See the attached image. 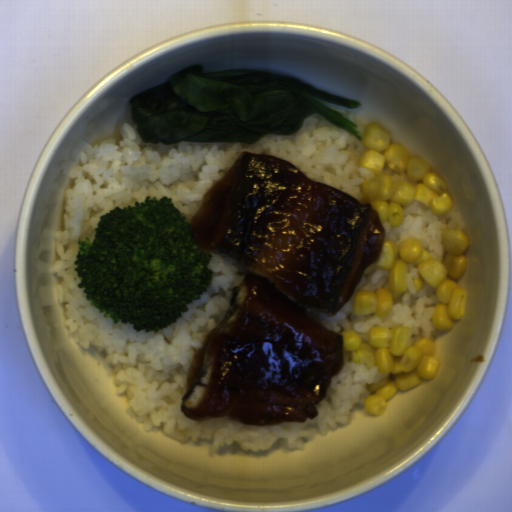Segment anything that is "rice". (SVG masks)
<instances>
[{
  "mask_svg": "<svg viewBox=\"0 0 512 512\" xmlns=\"http://www.w3.org/2000/svg\"><path fill=\"white\" fill-rule=\"evenodd\" d=\"M382 226L384 240H390L396 248L409 237H417L427 253L439 262L443 261L445 255L442 242L444 233L460 228L456 218L448 212L436 216L419 201H412L404 207V220L399 227H393L388 222H382Z\"/></svg>",
  "mask_w": 512,
  "mask_h": 512,
  "instance_id": "obj_3",
  "label": "rice"
},
{
  "mask_svg": "<svg viewBox=\"0 0 512 512\" xmlns=\"http://www.w3.org/2000/svg\"><path fill=\"white\" fill-rule=\"evenodd\" d=\"M326 107L352 121L360 139L317 114L303 120L291 136L266 135L254 143L182 142L162 145L144 143L137 124L123 123L117 137L87 145L64 196L60 230L54 233L56 262L52 273L58 279V303L65 310V327L83 349L106 352V361L116 373V392L126 395V411L144 431L154 427L179 442L206 440L211 455L226 446L245 454H258L277 447L297 450L315 435H327L350 415L365 407L371 396L367 386L390 375L378 367L345 363L322 399L317 415L306 422L248 425L230 417L204 421L189 419L183 412L187 376L206 335L226 316L233 291L242 281L236 259L221 250H211L208 268L212 283L200 299L187 304L188 311L158 332L134 331L132 323H114L86 299L79 288L76 266L79 241L95 239L94 229L102 215L114 207L125 208L147 197H169L185 222L204 203L215 186L243 153H264L298 168L315 182L328 184L370 204L363 194L366 180L374 173L359 165L367 150L368 127L358 114L326 102Z\"/></svg>",
  "mask_w": 512,
  "mask_h": 512,
  "instance_id": "obj_1",
  "label": "rice"
},
{
  "mask_svg": "<svg viewBox=\"0 0 512 512\" xmlns=\"http://www.w3.org/2000/svg\"><path fill=\"white\" fill-rule=\"evenodd\" d=\"M247 292H248V289H247V286H241V288L239 289L238 293H237V296H236V304L237 305H241L242 302L244 301L246 295H247Z\"/></svg>",
  "mask_w": 512,
  "mask_h": 512,
  "instance_id": "obj_7",
  "label": "rice"
},
{
  "mask_svg": "<svg viewBox=\"0 0 512 512\" xmlns=\"http://www.w3.org/2000/svg\"><path fill=\"white\" fill-rule=\"evenodd\" d=\"M214 363H215L214 357L209 355L204 358L203 365H202L203 373L200 377V382H202L203 384H206V385L209 384L211 375L213 372V368H214Z\"/></svg>",
  "mask_w": 512,
  "mask_h": 512,
  "instance_id": "obj_4",
  "label": "rice"
},
{
  "mask_svg": "<svg viewBox=\"0 0 512 512\" xmlns=\"http://www.w3.org/2000/svg\"><path fill=\"white\" fill-rule=\"evenodd\" d=\"M205 389L203 386H196L193 392L185 401V406L189 408H195L199 400L204 395Z\"/></svg>",
  "mask_w": 512,
  "mask_h": 512,
  "instance_id": "obj_6",
  "label": "rice"
},
{
  "mask_svg": "<svg viewBox=\"0 0 512 512\" xmlns=\"http://www.w3.org/2000/svg\"><path fill=\"white\" fill-rule=\"evenodd\" d=\"M406 272L407 291L393 302L386 317H377L373 313L356 315L353 310L358 291L375 293L389 284L390 270L378 269L376 264L368 266L352 296L334 315L324 314L302 304L289 294L288 296L321 326L339 335L345 330H355L363 341L374 327H384L389 331H394L396 327H410L412 341L427 339L434 343L436 337L443 332L436 329L431 320L435 307L441 303L437 289L424 282L421 288L416 290L413 279L420 276L416 263H408Z\"/></svg>",
  "mask_w": 512,
  "mask_h": 512,
  "instance_id": "obj_2",
  "label": "rice"
},
{
  "mask_svg": "<svg viewBox=\"0 0 512 512\" xmlns=\"http://www.w3.org/2000/svg\"><path fill=\"white\" fill-rule=\"evenodd\" d=\"M383 175H387L393 182L404 181L413 187H417L419 184L416 181H410L406 174L396 172L388 166L385 168Z\"/></svg>",
  "mask_w": 512,
  "mask_h": 512,
  "instance_id": "obj_5",
  "label": "rice"
}]
</instances>
